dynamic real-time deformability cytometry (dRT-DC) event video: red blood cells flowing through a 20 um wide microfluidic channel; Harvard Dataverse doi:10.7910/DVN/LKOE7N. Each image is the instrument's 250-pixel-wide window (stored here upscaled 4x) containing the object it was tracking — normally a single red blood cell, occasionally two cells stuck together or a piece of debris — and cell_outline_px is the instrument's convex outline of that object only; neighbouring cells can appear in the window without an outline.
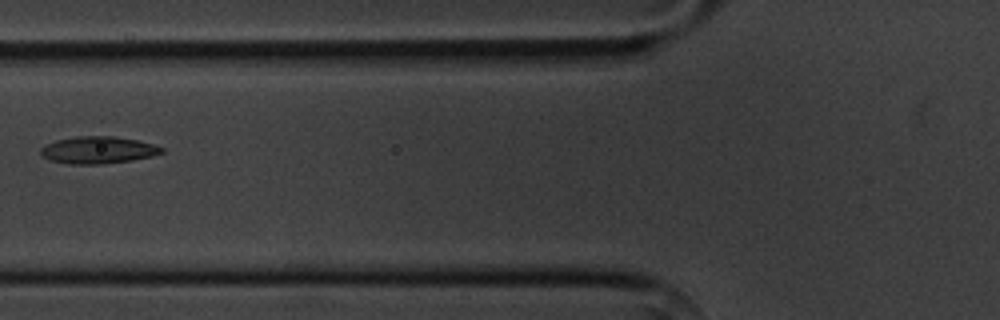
{"species": "common noctule bat (a hibernating species)", "species_latin": "Nyctalus noctula", "temperature_condition": "cold", "stored_images_in_passage": 3, "camera_frame_rate_fps": 3000, "um_per_image_px": 0.085, "animal": {"sex": "male", "body_mass_g": 20.1, "forearm_length_mm": 53.5}, "frame": {"image": 1, "passage_image": 3, "time_ms": 2.333, "image_size_px": [1000, 320], "cell_outline_px": [[164, 152], [152, 156], [128, 160], [100, 164], [68, 164], [48, 160], [40, 156], [40, 148], [44, 144], [56, 140], [76, 136], [112, 136], [136, 140], [152, 144], [164, 148]], "centroid_in_image_um": [8.25, 12.75], "position_along_channel_um": 117.5, "area_um2": 19.13}}